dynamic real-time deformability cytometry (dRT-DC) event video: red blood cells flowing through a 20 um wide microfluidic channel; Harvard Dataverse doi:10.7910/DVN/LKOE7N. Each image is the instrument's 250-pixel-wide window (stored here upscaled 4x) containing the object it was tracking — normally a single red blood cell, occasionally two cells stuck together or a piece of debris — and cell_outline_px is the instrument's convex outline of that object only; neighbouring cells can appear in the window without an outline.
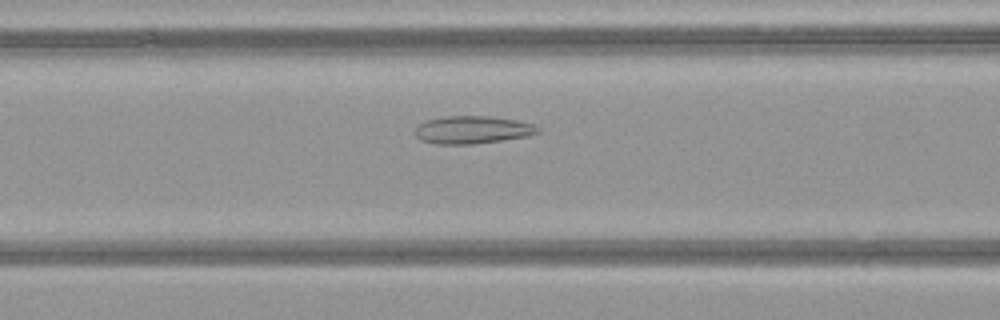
{"species": "common noctule bat (a hibernating species)", "species_latin": "Nyctalus noctula", "temperature_condition": "warm", "stored_images_in_passage": 47, "camera_frame_rate_fps": 3000, "um_per_image_px": 0.085, "animal": {"sex": "female", "body_mass_g": 21.9}, "frame": {"image": 1, "passage_image": 18, "time_ms": 5.667, "image_size_px": [1000, 320], "cell_outline_px": [[540, 132], [528, 136], [472, 144], [436, 144], [420, 140], [416, 136], [416, 124], [428, 120], [444, 116], [492, 116], [516, 120], [536, 124], [540, 128]], "centroid_in_image_um": [40.17, 11.02], "position_along_channel_um": 126.4, "area_um2": 19.94}}
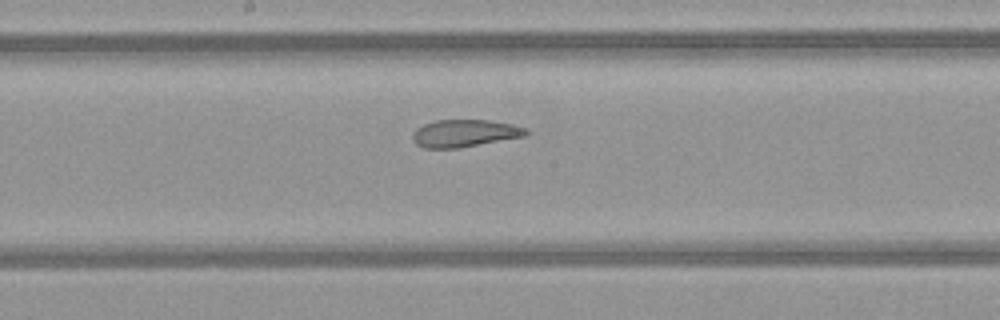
{"frame": {"image": 2, "passage_image": 24, "time_ms": 7.667, "image_size_px": [1000, 320], "cell_outline_px": [[532, 132], [528, 136], [460, 148], [424, 148], [416, 144], [412, 140], [412, 132], [416, 128], [424, 124], [436, 120], [488, 120], [512, 124], [528, 128]], "centroid_in_image_um": [39.55, 11.33], "position_along_channel_um": 208.7, "area_um2": 18.5}}
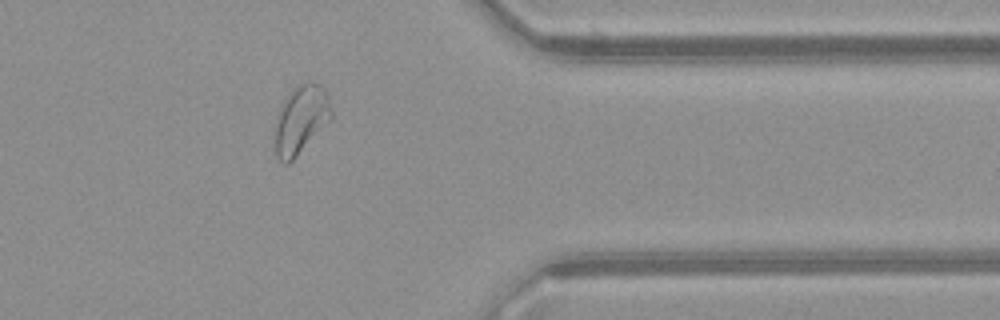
{"frame": {"image": 3, "passage_image": 38, "time_ms": 12.333, "image_size_px": [1000, 320], "cell_outline_px": [[332, 120], [288, 164], [284, 164], [276, 156], [276, 116], [288, 92], [292, 88], [308, 80], [312, 80], [320, 84], [324, 88], [328, 96], [332, 108]], "centroid_in_image_um": [25.61, 10.12], "position_along_channel_um": 385.8, "area_um2": 22.66}, "authors_computed_cell_mechanics": {"area_um2": 23.3512, "velocity_mm_per_s": 4.1054, "shape_relaxation_time_tau1_ms": null, "shape_relaxation_time_tau2_ms": 1.6928, "deformation_change_tau1": null, "deformation_change_tau2": 0.0895}}